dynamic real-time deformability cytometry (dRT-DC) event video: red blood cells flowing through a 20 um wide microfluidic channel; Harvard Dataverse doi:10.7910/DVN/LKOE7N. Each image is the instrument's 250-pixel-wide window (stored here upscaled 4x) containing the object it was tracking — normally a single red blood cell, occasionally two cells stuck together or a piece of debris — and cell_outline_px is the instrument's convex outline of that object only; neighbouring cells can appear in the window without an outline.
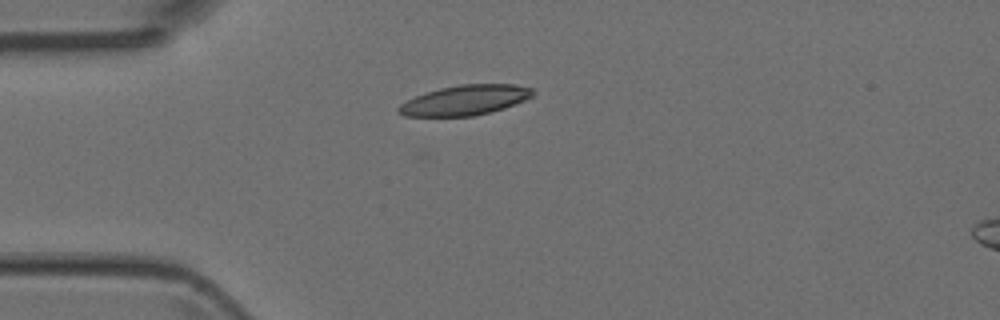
{"species": "Egyptian fruit bat (a non-hibernating species)", "species_latin": "Rousettus aegyptiacus", "temperature_condition": "room temperature", "stored_images_in_passage": 7, "camera_frame_rate_fps": 3000, "um_per_image_px": 0.085, "animal": {"sex": "female"}, "frame": {"image": 1, "passage_image": 5, "time_ms": 1.333, "image_size_px": [1000, 320], "cell_outline_px": [[536, 92], [532, 96], [524, 100], [504, 108], [472, 116], [404, 116], [396, 112], [396, 108], [400, 104], [416, 96], [440, 88], [460, 84], [516, 84], [532, 88]], "centroid_in_image_um": [39.52, 8.51], "position_along_channel_um": 45.5, "area_um2": 23.35}}
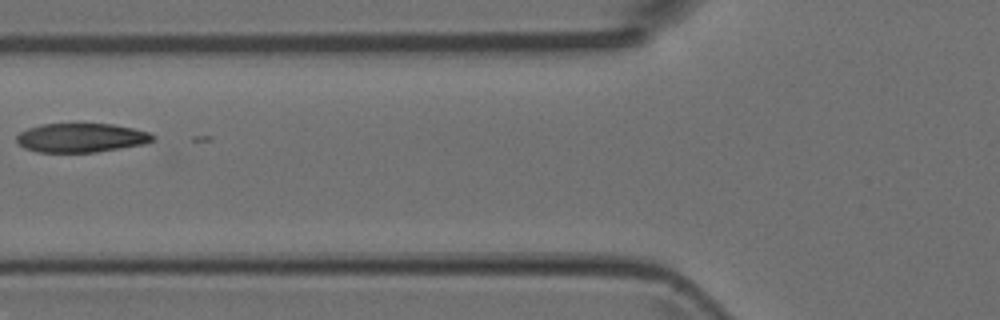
{"frame": {"image": 2, "passage_image": 7, "time_ms": 2.0, "image_size_px": [1000, 320], "cell_outline_px": [[156, 140], [144, 144], [96, 152], [40, 152], [24, 148], [16, 140], [16, 136], [20, 132], [28, 128], [40, 124], [112, 124], [132, 128], [148, 132], [156, 136]], "centroid_in_image_um": [6.91, 11.71], "position_along_channel_um": 118.9, "area_um2": 23.0}}